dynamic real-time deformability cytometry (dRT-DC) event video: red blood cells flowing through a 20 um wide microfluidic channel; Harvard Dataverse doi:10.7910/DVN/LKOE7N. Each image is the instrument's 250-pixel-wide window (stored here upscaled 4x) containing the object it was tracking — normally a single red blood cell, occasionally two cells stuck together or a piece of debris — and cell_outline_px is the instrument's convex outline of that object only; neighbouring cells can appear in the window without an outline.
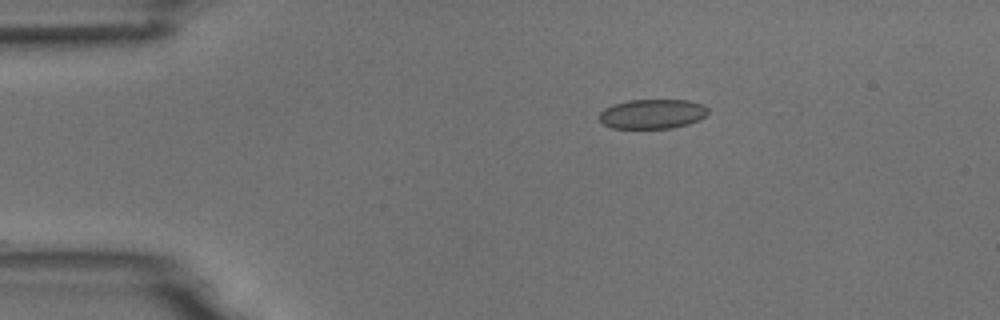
{"species": "common noctule bat (a hibernating species)", "species_latin": "Nyctalus noctula", "temperature_condition": "room temperature", "stored_images_in_passage": 17, "camera_frame_rate_fps": 3000, "um_per_image_px": 0.085, "animal": {"sex": "male", "body_mass_g": 18.8}, "frame": {"image": 1, "passage_image": 1, "time_ms": 0.0, "image_size_px": [1000, 320], "cell_outline_px": [[708, 112], [700, 120], [688, 124], [672, 128], [612, 128], [604, 124], [600, 120], [600, 112], [604, 108], [612, 104], [628, 100], [688, 100], [704, 104], [708, 108]], "centroid_in_image_um": [55.46, 9.68], "position_along_channel_um": 29.5, "area_um2": 18.84}}
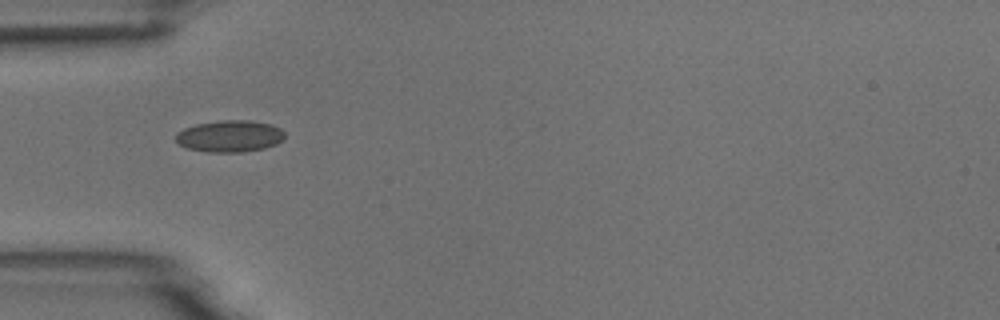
{"frame": {"image": 2, "passage_image": 8, "time_ms": 2.333, "image_size_px": [1000, 320], "cell_outline_px": [[284, 140], [276, 144], [264, 148], [244, 152], [208, 152], [188, 148], [180, 144], [176, 140], [176, 132], [184, 128], [196, 124], [220, 120], [248, 120], [268, 124], [280, 128], [284, 132]], "centroid_in_image_um": [19.53, 11.57], "position_along_channel_um": 65.5, "area_um2": 20.11}}